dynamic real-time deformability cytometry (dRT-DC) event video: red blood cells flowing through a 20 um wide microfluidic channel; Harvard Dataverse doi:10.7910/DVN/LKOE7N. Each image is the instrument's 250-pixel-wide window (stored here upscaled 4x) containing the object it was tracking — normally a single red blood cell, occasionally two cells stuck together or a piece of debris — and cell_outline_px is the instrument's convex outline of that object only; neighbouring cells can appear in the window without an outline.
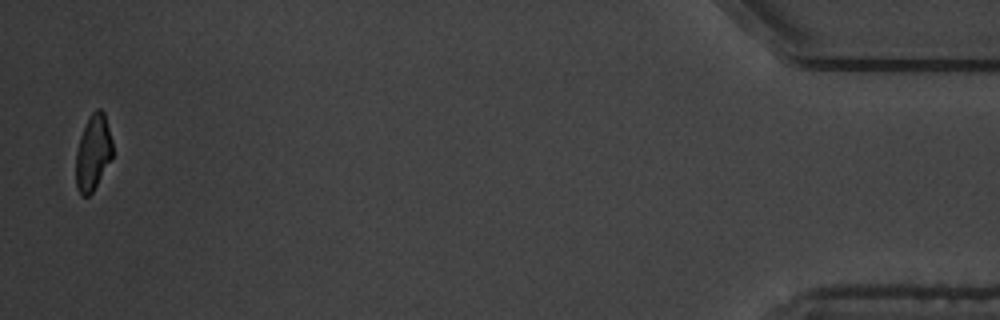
{"species": "common noctule bat (a hibernating species)", "species_latin": "Nyctalus noctula", "temperature_condition": "warm", "stored_images_in_passage": 17, "camera_frame_rate_fps": 3000, "um_per_image_px": 0.085, "animal": {"sex": "male", "body_mass_g": 19.5, "forearm_length_mm": 54.6}, "frame": {"image": 1, "passage_image": 17, "time_ms": 18.667, "image_size_px": [1000, 320], "cell_outline_px": [[112, 156], [92, 192], [88, 196], [80, 196], [76, 188], [76, 152], [80, 136], [92, 112], [96, 108], [100, 108], [104, 112], [112, 140]], "centroid_in_image_um": [7.89, 12.97], "position_along_channel_um": 427.3, "area_um2": 15.95}, "authors_computed_cell_mechanics": {"area_um2": 17.5712, "velocity_mm_per_s": 3.4257, "shape_relaxation_time_tau1_ms": 3.4357, "shape_relaxation_time_tau2_ms": null, "deformation_change_tau1": 0.0993, "deformation_change_tau2": null}}